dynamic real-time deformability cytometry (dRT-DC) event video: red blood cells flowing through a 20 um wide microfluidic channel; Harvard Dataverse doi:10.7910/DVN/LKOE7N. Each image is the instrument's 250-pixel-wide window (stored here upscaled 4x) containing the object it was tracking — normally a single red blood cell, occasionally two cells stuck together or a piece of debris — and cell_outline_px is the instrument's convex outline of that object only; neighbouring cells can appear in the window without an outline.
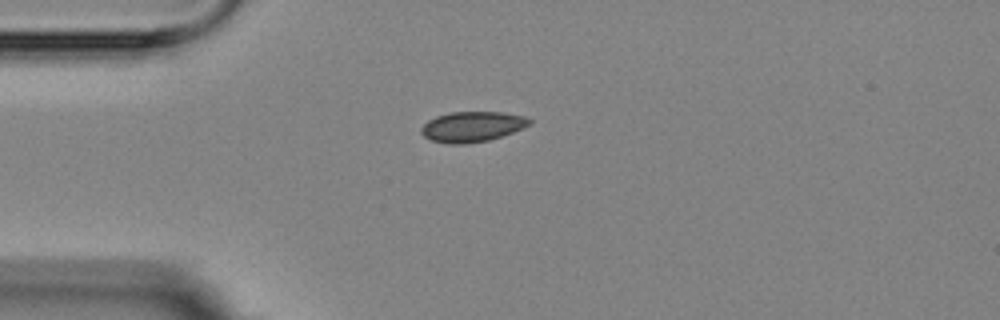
{"species": "Egyptian fruit bat (a non-hibernating species)", "species_latin": "Rousettus aegyptiacus", "temperature_condition": "room temperature", "stored_images_in_passage": 2, "camera_frame_rate_fps": 3000, "um_per_image_px": 0.085, "animal": {"sex": "female"}, "frame": {"image": 1, "passage_image": 1, "time_ms": 0.0, "image_size_px": [1000, 320], "cell_outline_px": [[532, 124], [524, 128], [488, 140], [464, 144], [448, 144], [432, 140], [424, 136], [420, 132], [420, 128], [428, 120], [436, 116], [448, 112], [504, 112], [524, 116], [532, 120]], "centroid_in_image_um": [40.13, 10.76], "position_along_channel_um": 44.9, "area_um2": 19.19}}